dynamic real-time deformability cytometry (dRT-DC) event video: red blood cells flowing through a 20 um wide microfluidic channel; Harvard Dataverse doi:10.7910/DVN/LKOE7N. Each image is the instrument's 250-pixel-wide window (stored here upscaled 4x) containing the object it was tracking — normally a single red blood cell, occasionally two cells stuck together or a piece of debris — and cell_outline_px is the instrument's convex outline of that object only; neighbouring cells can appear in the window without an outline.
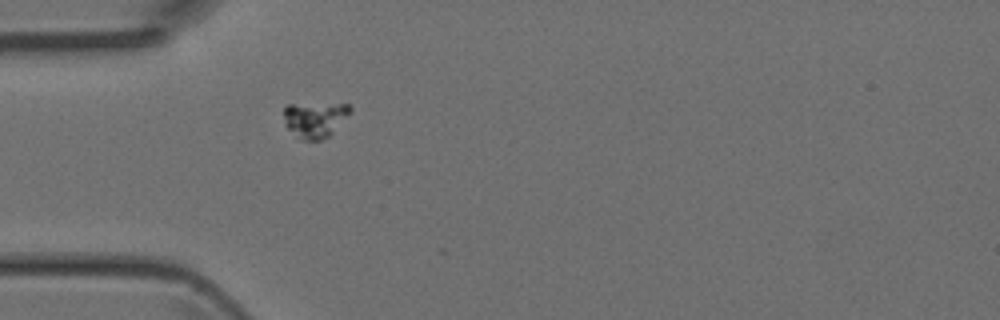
{"species": "Egyptian fruit bat (a non-hibernating species)", "species_latin": "Rousettus aegyptiacus", "temperature_condition": "room temperature", "stored_images_in_passage": 5, "camera_frame_rate_fps": 3000, "um_per_image_px": 0.085, "animal": {"sex": "female"}, "frame": {"image": 1, "passage_image": 5, "time_ms": 1.333, "image_size_px": [1000, 320], "cell_outline_px": [[352, 112], [328, 136], [320, 140], [300, 140], [288, 128], [284, 116], [284, 108], [288, 104], [348, 104], [352, 108]], "centroid_in_image_um": [26.78, 10.15], "position_along_channel_um": 58.2, "area_um2": 13.64}}